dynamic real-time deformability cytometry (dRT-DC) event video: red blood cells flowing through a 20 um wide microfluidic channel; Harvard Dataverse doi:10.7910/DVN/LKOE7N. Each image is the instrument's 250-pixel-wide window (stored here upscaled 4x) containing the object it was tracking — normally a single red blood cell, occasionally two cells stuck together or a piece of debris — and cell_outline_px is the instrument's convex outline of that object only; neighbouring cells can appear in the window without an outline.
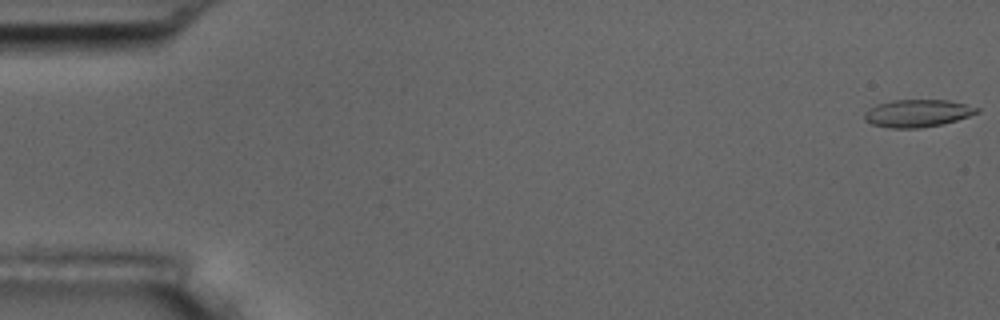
{"species": "common noctule bat (a hibernating species)", "species_latin": "Nyctalus noctula", "temperature_condition": "room temperature", "stored_images_in_passage": 54, "camera_frame_rate_fps": 3000, "um_per_image_px": 0.085, "animal": {"sex": "male", "body_mass_g": 17.5, "forearm_length_mm": 52.3}, "frame": {"image": 1, "passage_image": 1, "time_ms": 0.0, "image_size_px": [1000, 320], "cell_outline_px": [[980, 112], [944, 124], [920, 128], [888, 128], [872, 124], [864, 120], [864, 112], [868, 108], [876, 104], [892, 100], [948, 100], [980, 108]], "centroid_in_image_um": [77.95, 9.63], "position_along_channel_um": 7.1, "area_um2": 18.15}}
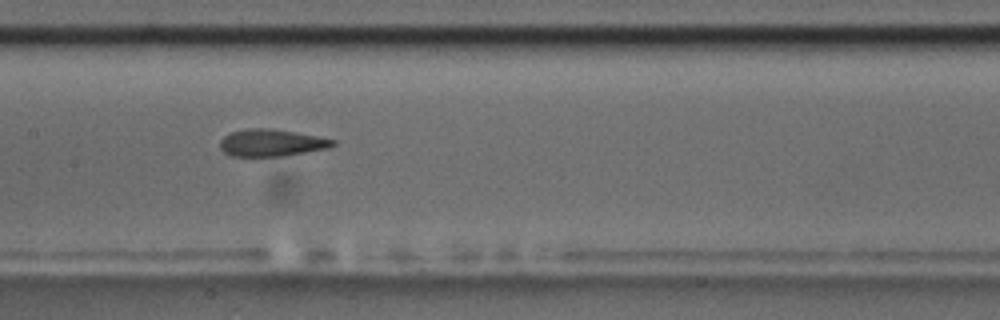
{"frame": {"image": 2, "passage_image": 27, "time_ms": 8.667, "image_size_px": [1000, 320], "cell_outline_px": [[336, 144], [328, 148], [280, 156], [232, 156], [224, 152], [220, 148], [220, 140], [224, 136], [232, 132], [248, 128], [272, 128], [316, 136], [336, 140]], "centroid_in_image_um": [23.05, 12.13], "position_along_channel_um": 184.3, "area_um2": 17.63}}
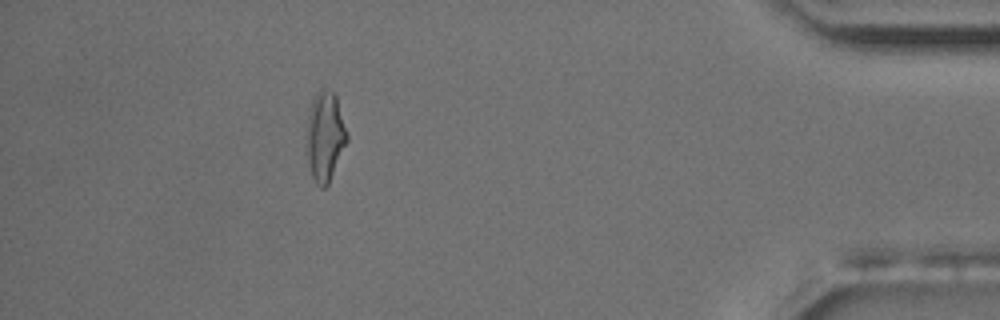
{"frame": {"image": 3, "passage_image": 49, "time_ms": 16.0, "image_size_px": [1000, 320], "cell_outline_px": [[348, 140], [328, 184], [324, 188], [320, 188], [316, 184], [312, 176], [304, 148], [304, 144], [308, 116], [312, 100], [316, 92], [320, 88], [324, 88], [332, 92], [336, 96], [348, 132]], "centroid_in_image_um": [27.6, 11.59], "position_along_channel_um": 407.6, "area_um2": 21.56}, "authors_computed_cell_mechanics": {"area_um2": 18.3804, "velocity_mm_per_s": 3.7393, "shape_relaxation_time_tau1_ms": 8.0809, "shape_relaxation_time_tau2_ms": 2.8659, "deformation_change_tau1": 0.2207, "deformation_change_tau2": 0.1266}}